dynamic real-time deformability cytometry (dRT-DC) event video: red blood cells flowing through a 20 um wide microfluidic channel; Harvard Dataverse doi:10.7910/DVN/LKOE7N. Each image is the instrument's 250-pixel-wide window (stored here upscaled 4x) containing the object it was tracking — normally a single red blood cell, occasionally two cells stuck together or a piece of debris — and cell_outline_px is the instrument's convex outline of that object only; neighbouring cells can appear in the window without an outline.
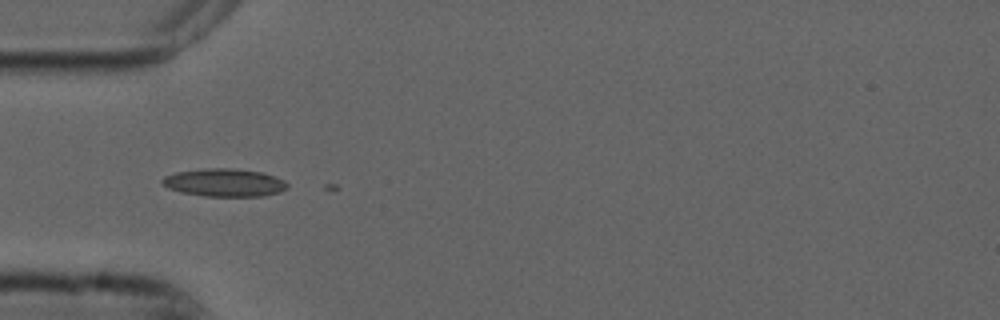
{"species": "common noctule bat (a hibernating species)", "species_latin": "Nyctalus noctula", "temperature_condition": "cold", "stored_images_in_passage": 6, "camera_frame_rate_fps": 3000, "um_per_image_px": 0.085, "animal": {"sex": "male", "forearm_length_mm": 52.5}, "frame": {"image": 1, "passage_image": 4, "time_ms": 1.0, "image_size_px": [1000, 320], "cell_outline_px": [[288, 188], [280, 192], [260, 196], [204, 196], [180, 192], [168, 188], [160, 180], [164, 176], [176, 172], [208, 168], [232, 168], [264, 172], [284, 180], [288, 184]], "centroid_in_image_um": [19.08, 15.52], "position_along_channel_um": 65.9, "area_um2": 20.4}}